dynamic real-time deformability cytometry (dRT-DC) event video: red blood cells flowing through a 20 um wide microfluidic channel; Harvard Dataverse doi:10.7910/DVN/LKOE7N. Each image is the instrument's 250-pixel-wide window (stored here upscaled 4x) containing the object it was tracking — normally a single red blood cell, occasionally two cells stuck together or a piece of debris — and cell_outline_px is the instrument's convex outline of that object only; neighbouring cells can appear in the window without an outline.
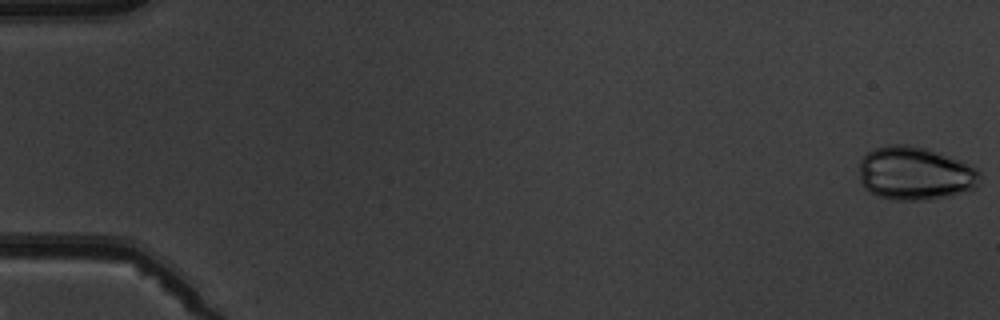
{"species": "common noctule bat (a hibernating species)", "species_latin": "Nyctalus noctula", "temperature_condition": "warm", "stored_images_in_passage": 6, "camera_frame_rate_fps": 3000, "um_per_image_px": 0.085, "animal": {"sex": "male", "body_mass_g": 19.5, "forearm_length_mm": 54.6}, "frame": {"image": 1, "passage_image": 1, "time_ms": 0.0, "image_size_px": [1000, 320], "cell_outline_px": [[980, 184], [976, 188], [952, 196], [920, 200], [896, 200], [880, 196], [868, 192], [864, 188], [860, 180], [860, 160], [868, 152], [876, 148], [892, 144], [904, 144], [924, 148], [960, 160], [976, 168], [980, 172]], "centroid_in_image_um": [77.79, 14.76], "position_along_channel_um": 7.2, "area_um2": 37.57}}